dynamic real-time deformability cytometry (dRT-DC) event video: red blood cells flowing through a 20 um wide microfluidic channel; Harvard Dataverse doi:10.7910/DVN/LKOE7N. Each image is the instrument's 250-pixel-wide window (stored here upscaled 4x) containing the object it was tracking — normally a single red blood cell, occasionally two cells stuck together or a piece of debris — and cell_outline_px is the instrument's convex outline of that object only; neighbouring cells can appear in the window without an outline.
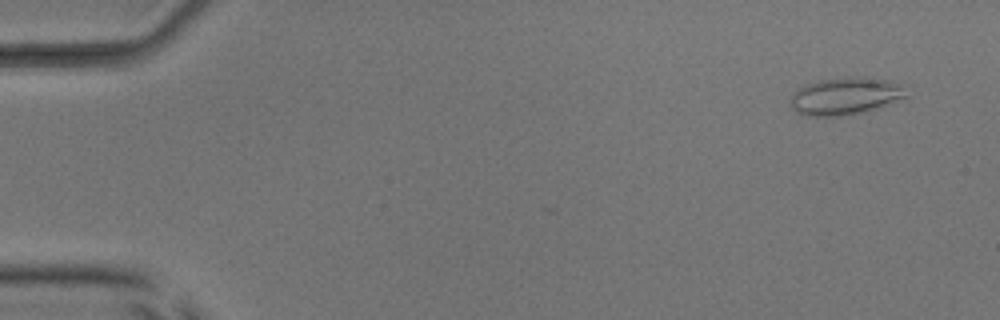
{"species": "common noctule bat (a hibernating species)", "species_latin": "Nyctalus noctula", "temperature_condition": "room temperature", "stored_images_in_passage": 42, "camera_frame_rate_fps": 3000, "um_per_image_px": 0.085, "animal": {"sex": "male", "body_mass_g": 17.9, "forearm_length_mm": 54.2}, "frame": {"image": 1, "passage_image": 1, "time_ms": 0.0, "image_size_px": [1000, 320], "cell_outline_px": [[908, 96], [876, 108], [860, 112], [840, 116], [808, 116], [796, 112], [792, 108], [792, 92], [796, 88], [820, 80], [848, 76], [864, 76], [888, 80], [908, 84]], "centroid_in_image_um": [71.92, 8.13], "position_along_channel_um": 13.1, "area_um2": 25.55}}
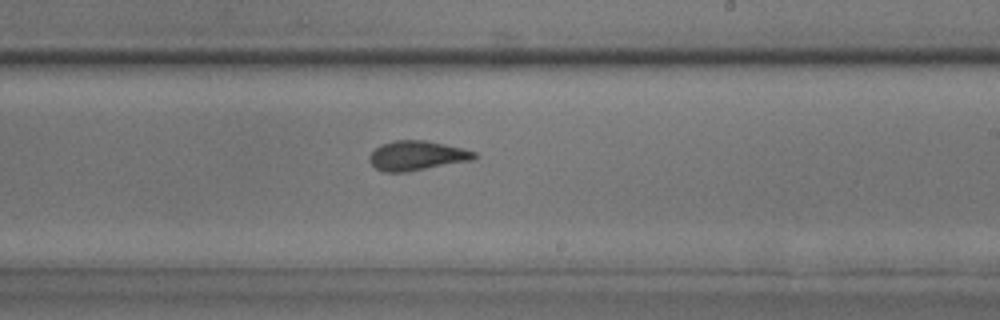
{"frame": {"image": 2, "passage_image": 29, "time_ms": 9.333, "image_size_px": [1000, 320], "cell_outline_px": [[476, 156], [472, 160], [408, 172], [384, 172], [376, 168], [368, 160], [368, 156], [380, 144], [392, 140], [424, 140], [464, 148], [476, 152]], "centroid_in_image_um": [35.41, 13.22], "position_along_channel_um": 253.6, "area_um2": 18.15}}
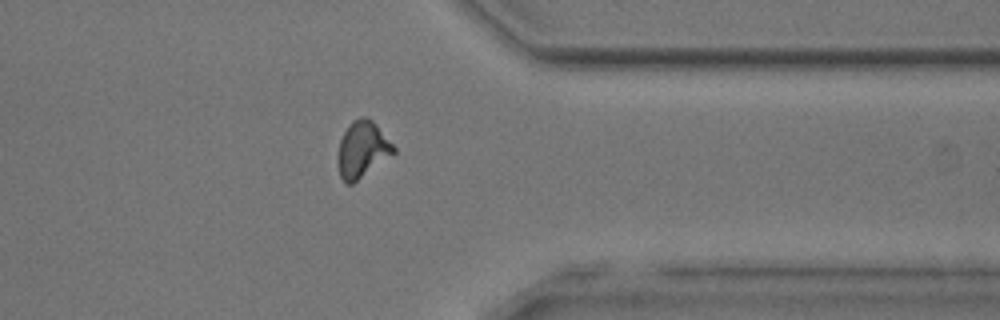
{"frame": {"image": 3, "passage_image": 39, "time_ms": 12.667, "image_size_px": [1000, 320], "cell_outline_px": [[396, 152], [352, 184], [344, 184], [340, 176], [340, 140], [348, 124], [352, 120], [360, 116], [368, 116], [376, 124], [396, 148]], "centroid_in_image_um": [30.82, 12.67], "position_along_channel_um": 380.6, "area_um2": 17.98}, "authors_computed_cell_mechanics": {"area_um2": 18.2359, "velocity_mm_per_s": 4.0005, "shape_relaxation_time_tau1_ms": 5.5272, "shape_relaxation_time_tau2_ms": 1.665, "deformation_change_tau1": 0.1746, "deformation_change_tau2": 0.0806}}